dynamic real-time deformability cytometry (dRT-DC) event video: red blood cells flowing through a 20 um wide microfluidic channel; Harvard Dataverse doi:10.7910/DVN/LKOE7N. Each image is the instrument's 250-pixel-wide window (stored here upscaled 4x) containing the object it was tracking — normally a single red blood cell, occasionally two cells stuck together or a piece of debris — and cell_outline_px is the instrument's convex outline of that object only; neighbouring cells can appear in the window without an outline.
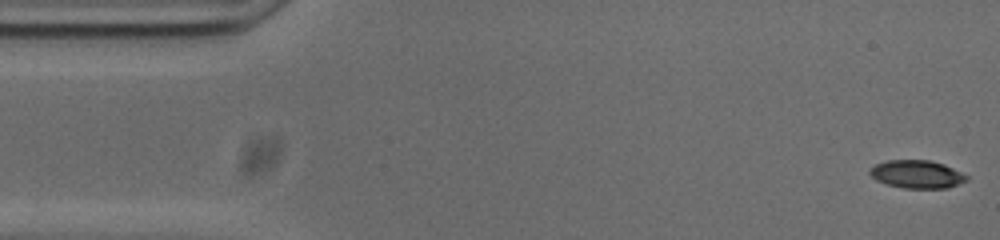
{"species": "common noctule bat (a hibernating species)", "species_latin": "Nyctalus noctula", "temperature_condition": "cold", "stored_images_in_passage": 53, "camera_frame_rate_fps": 3000, "um_per_image_px": 0.085, "animal": {"sex": "male", "body_mass_g": 20.0, "forearm_length_mm": 53.3}, "frame": {"image": 1, "passage_image": 1, "time_ms": 0.0, "image_size_px": [1000, 240], "cell_outline_px": [[968, 180], [948, 188], [904, 188], [888, 184], [876, 180], [868, 172], [876, 164], [888, 160], [928, 160], [944, 164], [968, 176]], "centroid_in_image_um": [77.95, 14.81], "position_along_channel_um": 7.1, "area_um2": 15.61}}
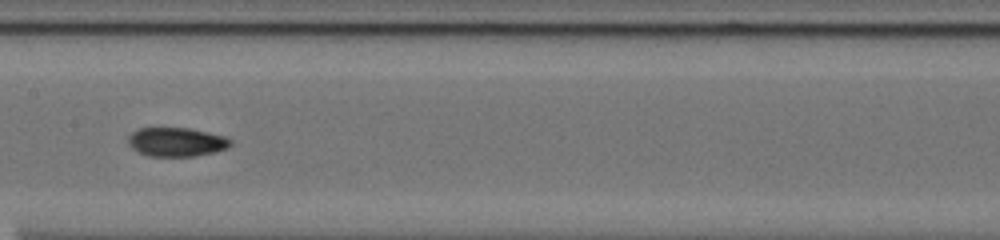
{"frame": {"image": 2, "passage_image": 25, "time_ms": 8.0, "image_size_px": [1000, 240], "cell_outline_px": [[232, 144], [228, 148], [216, 152], [196, 156], [148, 156], [132, 148], [128, 144], [128, 136], [136, 128], [188, 128], [224, 136], [232, 140]], "centroid_in_image_um": [15.0, 12.07], "position_along_channel_um": 192.4, "area_um2": 17.34}}
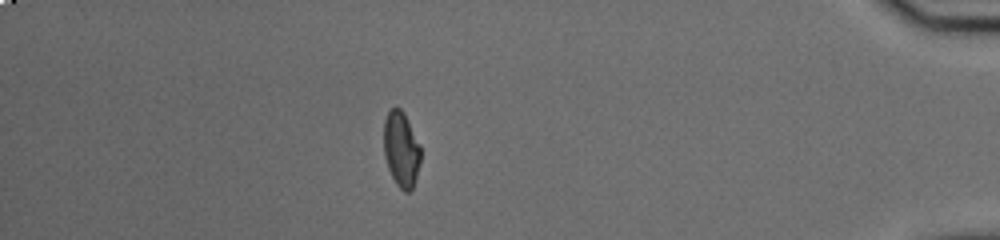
{"frame": {"image": 3, "passage_image": 46, "time_ms": 15.0, "image_size_px": [1000, 240], "cell_outline_px": [[420, 160], [416, 176], [412, 188], [408, 192], [404, 192], [396, 184], [388, 168], [384, 156], [384, 120], [388, 112], [392, 108], [400, 108], [404, 112], [420, 148]], "centroid_in_image_um": [34.08, 12.69], "position_along_channel_um": 401.1, "area_um2": 15.9}, "authors_computed_cell_mechanics": {"area_um2": 16.762, "velocity_mm_per_s": 3.7491, "shape_relaxation_time_tau1_ms": 6.9302, "shape_relaxation_time_tau2_ms": 2.1323, "deformation_change_tau1": 0.1932, "deformation_change_tau2": 0.0632}}